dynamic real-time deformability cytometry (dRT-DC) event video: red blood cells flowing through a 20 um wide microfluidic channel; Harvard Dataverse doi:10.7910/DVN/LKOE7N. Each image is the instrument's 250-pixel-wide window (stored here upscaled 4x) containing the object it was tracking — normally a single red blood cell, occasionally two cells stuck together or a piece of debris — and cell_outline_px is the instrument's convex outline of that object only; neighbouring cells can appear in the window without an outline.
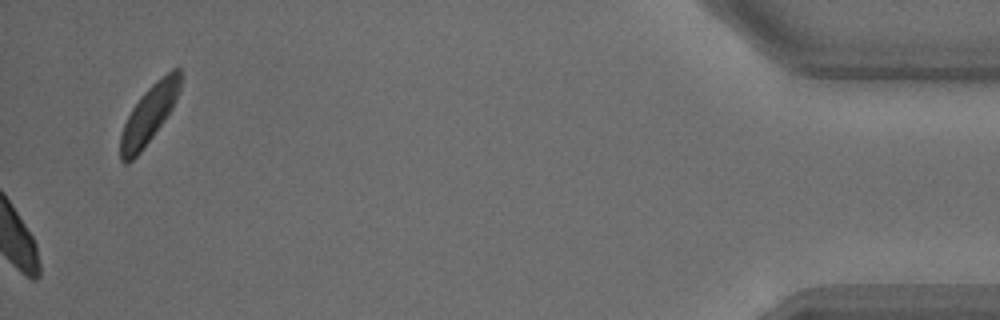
{"species": "common noctule bat (a hibernating species)", "species_latin": "Nyctalus noctula", "temperature_condition": "warm", "stored_images_in_passage": 25, "camera_frame_rate_fps": 3000, "um_per_image_px": 0.085, "animal": {"sex": "male", "body_mass_g": 18.8}, "frame": {"image": 1, "passage_image": 25, "time_ms": 8.0, "image_size_px": [1000, 320], "cell_outline_px": [[180, 88], [176, 100], [172, 108], [164, 120], [140, 152], [128, 164], [124, 164], [120, 160], [120, 136], [124, 124], [132, 108], [144, 92], [156, 80], [172, 68], [180, 68]], "centroid_in_image_um": [12.65, 9.72], "position_along_channel_um": 422.5, "area_um2": 19.94}}